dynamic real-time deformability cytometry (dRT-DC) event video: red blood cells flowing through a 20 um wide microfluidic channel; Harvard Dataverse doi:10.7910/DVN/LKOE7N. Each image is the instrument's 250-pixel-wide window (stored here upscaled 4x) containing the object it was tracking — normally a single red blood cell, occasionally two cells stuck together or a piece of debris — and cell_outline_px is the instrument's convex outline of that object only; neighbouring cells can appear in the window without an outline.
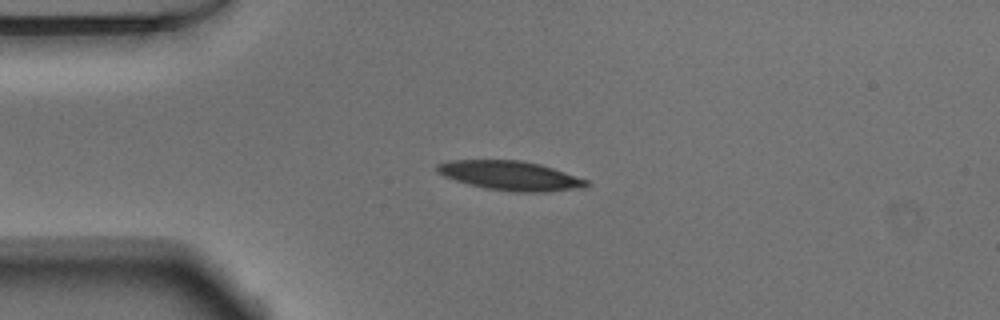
{"species": "Egyptian fruit bat (a non-hibernating species)", "species_latin": "Rousettus aegyptiacus", "temperature_condition": "warm", "stored_images_in_passage": 46, "camera_frame_rate_fps": 3000, "um_per_image_px": 0.085, "animal": {"sex": "male"}, "frame": {"image": 1, "passage_image": 11, "time_ms": 3.333, "image_size_px": [1000, 320], "cell_outline_px": [[588, 184], [584, 188], [544, 192], [512, 192], [484, 188], [468, 184], [444, 176], [436, 172], [436, 164], [444, 160], [520, 160], [540, 164], [588, 180]], "centroid_in_image_um": [43.34, 14.93], "position_along_channel_um": 41.7, "area_um2": 25.61}}
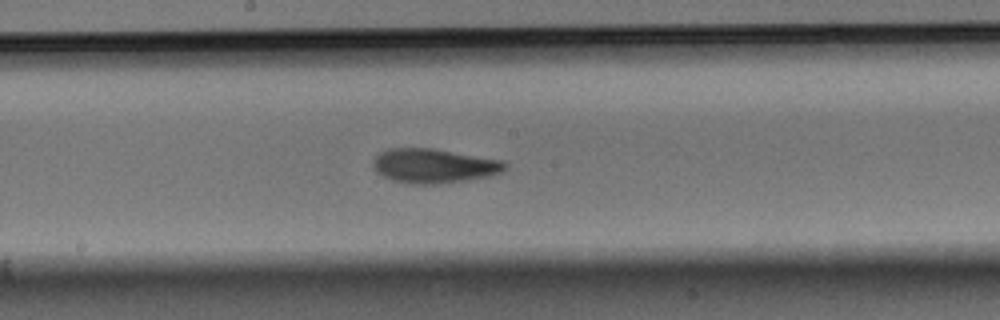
{"frame": {"image": 2, "passage_image": 26, "time_ms": 8.333, "image_size_px": [1000, 320], "cell_outline_px": [[508, 168], [492, 176], [436, 184], [408, 184], [392, 180], [376, 172], [372, 168], [372, 160], [380, 152], [388, 148], [432, 148], [504, 160], [508, 164]], "centroid_in_image_um": [36.88, 14.09], "position_along_channel_um": 211.3, "area_um2": 26.7}}
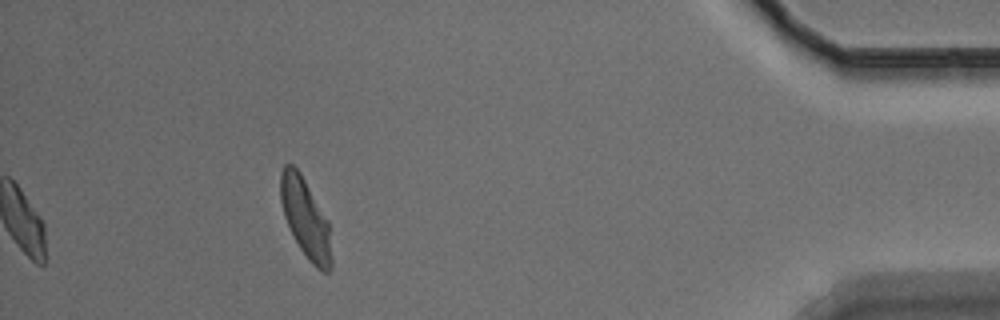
{"frame": {"image": 3, "passage_image": 46, "time_ms": 15.0, "image_size_px": [1000, 320], "cell_outline_px": [[332, 268], [328, 272], [324, 272], [316, 268], [308, 260], [300, 248], [284, 216], [280, 200], [280, 172], [284, 164], [292, 164], [300, 172], [328, 220], [332, 260]], "centroid_in_image_um": [25.97, 18.55], "position_along_channel_um": 409.2, "area_um2": 23.41}, "authors_computed_cell_mechanics": {"area_um2": 25.3164, "velocity_mm_per_s": 3.8226, "shape_relaxation_time_tau1_ms": 4.1644, "shape_relaxation_time_tau2_ms": 1.7081, "deformation_change_tau1": 0.1782, "deformation_change_tau2": 0.0767}}